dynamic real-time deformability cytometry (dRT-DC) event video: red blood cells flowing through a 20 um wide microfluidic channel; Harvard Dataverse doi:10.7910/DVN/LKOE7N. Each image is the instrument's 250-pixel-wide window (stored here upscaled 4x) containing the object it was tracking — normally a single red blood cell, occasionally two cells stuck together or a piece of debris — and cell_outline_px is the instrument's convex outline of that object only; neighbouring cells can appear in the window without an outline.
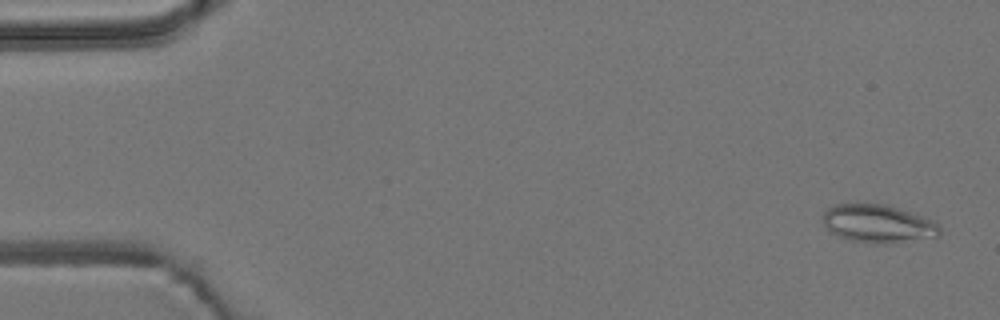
{"species": "common noctule bat (a hibernating species)", "species_latin": "Nyctalus noctula", "temperature_condition": "room temperature", "stored_images_in_passage": 53, "camera_frame_rate_fps": 3000, "um_per_image_px": 0.085, "animal": {"sex": "male", "body_mass_g": 19.2, "forearm_length_mm": 51.8}, "frame": {"image": 1, "passage_image": 2, "time_ms": 0.333, "image_size_px": [1000, 320], "cell_outline_px": [[940, 232], [936, 236], [876, 244], [872, 244], [848, 240], [832, 232], [824, 224], [824, 212], [828, 208], [836, 204], [884, 204], [936, 220], [940, 228]], "centroid_in_image_um": [74.63, 19.0], "position_along_channel_um": 10.4, "area_um2": 25.43}}
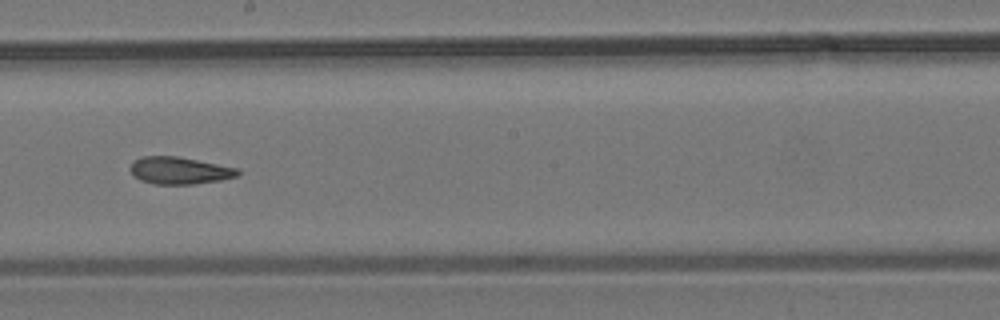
{"frame": {"image": 2, "passage_image": 30, "time_ms": 9.667, "image_size_px": [1000, 320], "cell_outline_px": [[240, 176], [220, 180], [192, 184], [152, 184], [140, 180], [132, 176], [128, 168], [140, 156], [176, 156], [240, 168]], "centroid_in_image_um": [15.25, 14.5], "position_along_channel_um": 232.9, "area_um2": 17.22}}
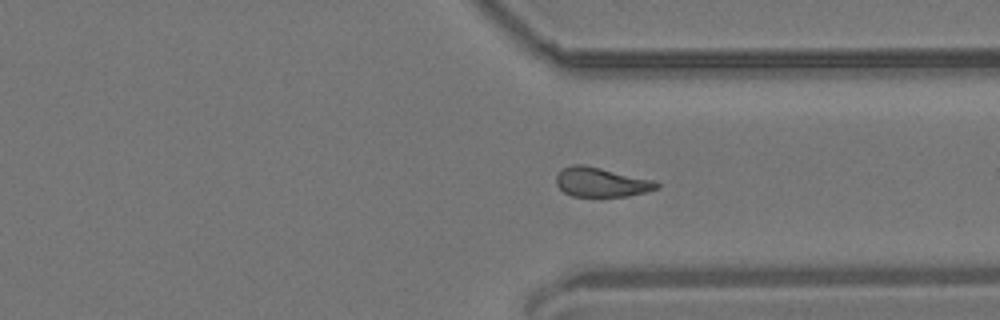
{"frame": {"image": 3, "passage_image": 40, "time_ms": 13.0, "image_size_px": [1000, 320], "cell_outline_px": [[660, 188], [648, 192], [628, 196], [572, 196], [564, 192], [556, 184], [556, 176], [564, 168], [572, 164], [584, 164], [652, 180], [660, 184]], "centroid_in_image_um": [51.12, 15.49], "position_along_channel_um": 360.3, "area_um2": 17.11}, "authors_computed_cell_mechanics": {"area_um2": 17.8024, "velocity_mm_per_s": 3.8298, "shape_relaxation_time_tau1_ms": null, "shape_relaxation_time_tau2_ms": 3.4634, "deformation_change_tau1": null, "deformation_change_tau2": 0.1155}}